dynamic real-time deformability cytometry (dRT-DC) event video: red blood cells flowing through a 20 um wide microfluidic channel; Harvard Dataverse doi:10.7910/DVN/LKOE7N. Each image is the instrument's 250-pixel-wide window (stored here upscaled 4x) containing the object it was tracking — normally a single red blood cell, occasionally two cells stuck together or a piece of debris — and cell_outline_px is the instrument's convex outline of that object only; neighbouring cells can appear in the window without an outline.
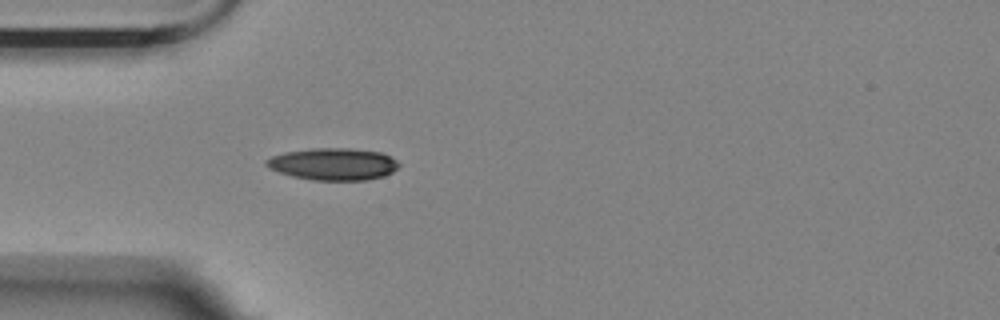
{"species": "Egyptian fruit bat (a non-hibernating species)", "species_latin": "Rousettus aegyptiacus", "temperature_condition": "room temperature", "stored_images_in_passage": 2, "camera_frame_rate_fps": 3000, "um_per_image_px": 0.085, "animal": {"sex": "female"}, "frame": {"image": 1, "passage_image": 2, "time_ms": 0.333, "image_size_px": [1000, 320], "cell_outline_px": [[400, 164], [392, 172], [384, 176], [368, 180], [312, 180], [292, 176], [268, 168], [264, 164], [264, 160], [272, 156], [284, 152], [312, 148], [352, 148], [384, 152], [396, 160]], "centroid_in_image_um": [28.32, 13.94], "position_along_channel_um": 56.7, "area_um2": 25.03}}